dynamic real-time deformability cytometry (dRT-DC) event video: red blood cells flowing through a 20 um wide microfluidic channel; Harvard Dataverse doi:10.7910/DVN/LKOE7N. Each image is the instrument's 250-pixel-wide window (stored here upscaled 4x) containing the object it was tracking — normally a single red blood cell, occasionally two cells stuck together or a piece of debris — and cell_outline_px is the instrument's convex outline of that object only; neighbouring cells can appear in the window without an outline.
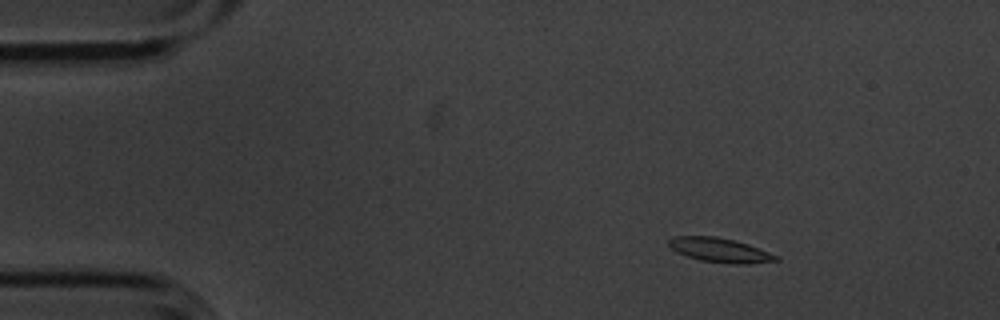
{"species": "common noctule bat (a hibernating species)", "species_latin": "Nyctalus noctula", "temperature_condition": "cold", "stored_images_in_passage": 4, "camera_frame_rate_fps": 3000, "um_per_image_px": 0.085, "animal": {"sex": "male", "body_mass_g": 20.1, "forearm_length_mm": 53.5}, "frame": {"image": 1, "passage_image": 2, "time_ms": 0.333, "image_size_px": [1000, 320], "cell_outline_px": [[780, 260], [748, 264], [732, 264], [700, 260], [676, 252], [668, 244], [668, 240], [672, 236], [716, 236], [736, 240], [748, 244], [780, 256]], "centroid_in_image_um": [61.21, 21.25], "position_along_channel_um": 23.8, "area_um2": 15.32}}
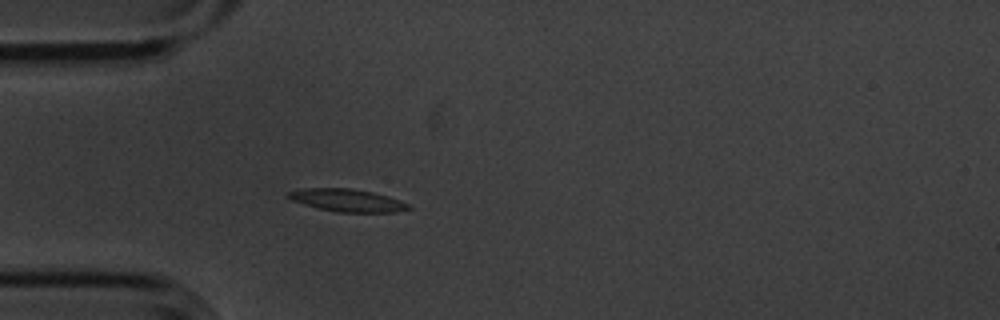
{"frame": {"image": 2, "passage_image": 4, "time_ms": 1.0, "image_size_px": [1000, 320], "cell_outline_px": [[412, 208], [396, 212], [336, 212], [304, 204], [292, 200], [288, 196], [288, 192], [300, 188], [352, 188], [372, 192], [388, 196], [400, 200], [408, 204]], "centroid_in_image_um": [29.53, 17.02], "position_along_channel_um": 55.5, "area_um2": 15.72}}